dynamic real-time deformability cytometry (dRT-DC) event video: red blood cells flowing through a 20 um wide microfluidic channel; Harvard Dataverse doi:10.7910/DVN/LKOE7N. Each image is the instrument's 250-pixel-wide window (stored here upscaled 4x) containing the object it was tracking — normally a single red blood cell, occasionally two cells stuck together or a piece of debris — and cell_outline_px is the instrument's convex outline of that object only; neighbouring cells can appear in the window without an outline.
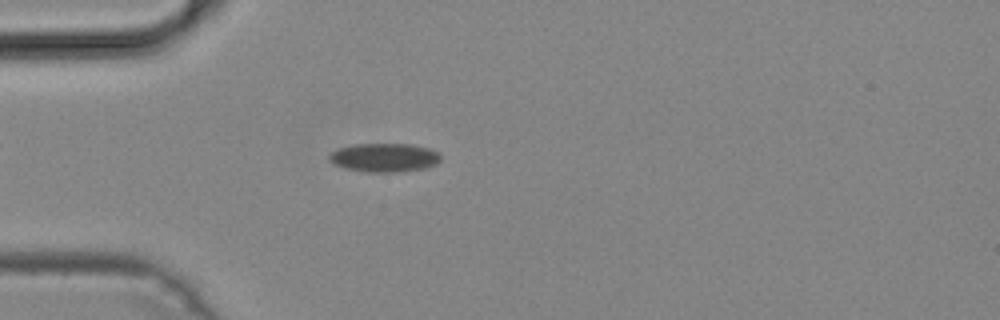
{"species": "common noctule bat (a hibernating species)", "species_latin": "Nyctalus noctula", "temperature_condition": "cold", "stored_images_in_passage": 53, "camera_frame_rate_fps": 3000, "um_per_image_px": 0.085, "animal": {"sex": "male", "body_mass_g": 19.2, "forearm_length_mm": 51.8}, "frame": {"image": 1, "passage_image": 15, "time_ms": 4.667, "image_size_px": [1000, 320], "cell_outline_px": [[440, 160], [436, 164], [424, 168], [396, 172], [368, 172], [344, 168], [332, 164], [328, 160], [328, 156], [332, 152], [340, 148], [356, 144], [412, 144], [428, 148], [436, 152], [440, 156]], "centroid_in_image_um": [32.63, 13.4], "position_along_channel_um": 52.4, "area_um2": 18.55}}
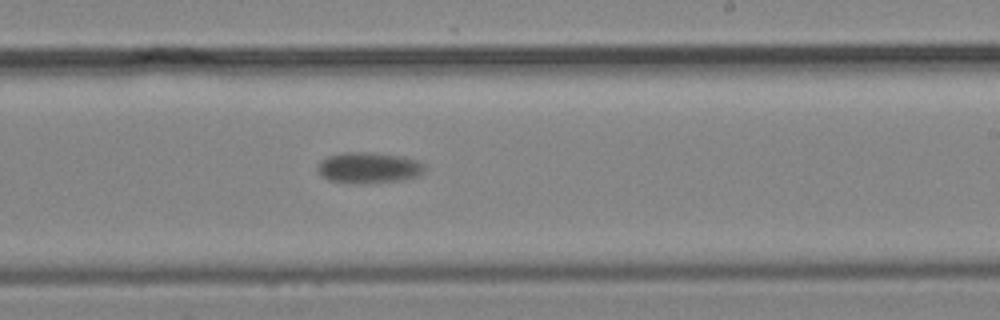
{"frame": {"image": 2, "passage_image": 32, "time_ms": 10.333, "image_size_px": [1000, 320], "cell_outline_px": [[428, 168], [420, 176], [400, 180], [352, 184], [328, 180], [320, 176], [316, 168], [320, 160], [328, 156], [344, 152], [368, 152], [404, 156], [416, 160], [424, 164]], "centroid_in_image_um": [31.33, 14.26], "position_along_channel_um": 257.7, "area_um2": 19.65}}
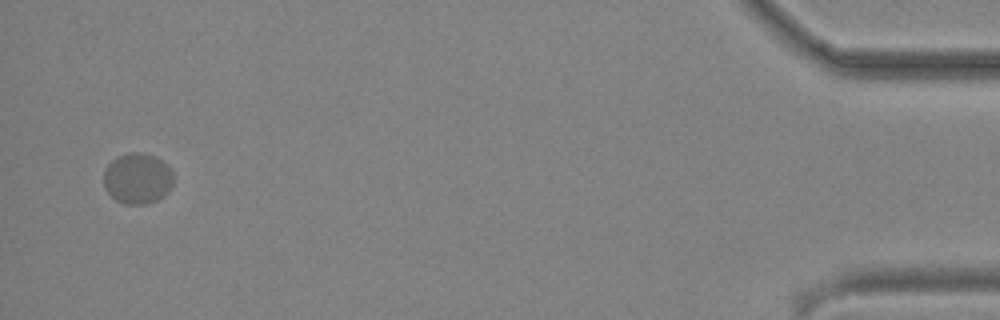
{"frame": {"image": 3, "passage_image": 52, "time_ms": 17.0, "image_size_px": [1000, 320], "cell_outline_px": [[172, 184], [168, 192], [164, 196], [148, 204], [124, 204], [116, 200], [104, 188], [104, 172], [108, 164], [112, 160], [128, 152], [140, 152], [156, 156], [168, 164], [172, 172]], "centroid_in_image_um": [11.7, 15.16], "position_along_channel_um": 423.5, "area_um2": 20.75}}